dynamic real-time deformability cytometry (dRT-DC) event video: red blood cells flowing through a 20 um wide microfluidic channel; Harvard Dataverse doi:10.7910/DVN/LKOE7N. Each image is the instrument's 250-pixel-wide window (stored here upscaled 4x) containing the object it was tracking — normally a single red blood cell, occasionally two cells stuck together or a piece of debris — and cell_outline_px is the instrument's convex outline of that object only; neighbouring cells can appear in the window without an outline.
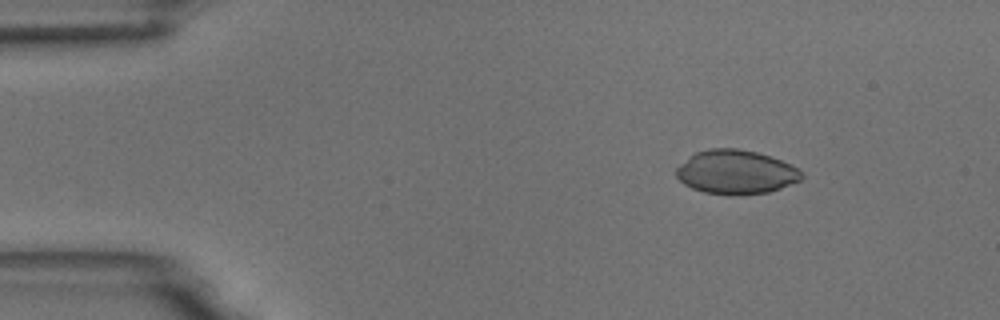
{"species": "common noctule bat (a hibernating species)", "species_latin": "Nyctalus noctula", "temperature_condition": "room temperature", "stored_images_in_passage": 6, "camera_frame_rate_fps": 3000, "um_per_image_px": 0.085, "animal": {"sex": "male", "body_mass_g": 18.8}, "frame": {"image": 1, "passage_image": 3, "time_ms": 2.333, "image_size_px": [1000, 320], "cell_outline_px": [[804, 176], [800, 180], [780, 188], [768, 192], [704, 192], [692, 188], [684, 184], [676, 176], [676, 168], [680, 164], [696, 152], [708, 148], [740, 148], [756, 152], [780, 160], [796, 168]], "centroid_in_image_um": [62.52, 14.58], "position_along_channel_um": 22.5, "area_um2": 31.04}}